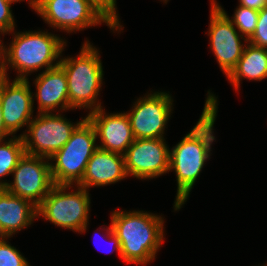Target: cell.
<instances>
[{"mask_svg":"<svg viewBox=\"0 0 267 266\" xmlns=\"http://www.w3.org/2000/svg\"><path fill=\"white\" fill-rule=\"evenodd\" d=\"M217 98L210 90L208 91L200 119L170 150L169 171H175L177 181L174 211L180 210L186 203L205 162L212 154L211 146L216 139L213 125L218 111Z\"/></svg>","mask_w":267,"mask_h":266,"instance_id":"cell-1","label":"cell"},{"mask_svg":"<svg viewBox=\"0 0 267 266\" xmlns=\"http://www.w3.org/2000/svg\"><path fill=\"white\" fill-rule=\"evenodd\" d=\"M111 226L120 241L121 259L127 264L152 262L164 241V218L140 210H114Z\"/></svg>","mask_w":267,"mask_h":266,"instance_id":"cell-2","label":"cell"},{"mask_svg":"<svg viewBox=\"0 0 267 266\" xmlns=\"http://www.w3.org/2000/svg\"><path fill=\"white\" fill-rule=\"evenodd\" d=\"M14 32V33H13ZM13 33L9 47L1 63V76L8 78V69L17 70L16 79H27L28 75L45 68V71L60 64L66 40L48 31H25ZM58 59V60H57ZM56 61V62H55Z\"/></svg>","mask_w":267,"mask_h":266,"instance_id":"cell-3","label":"cell"},{"mask_svg":"<svg viewBox=\"0 0 267 266\" xmlns=\"http://www.w3.org/2000/svg\"><path fill=\"white\" fill-rule=\"evenodd\" d=\"M68 83L69 109H88L89 112L102 108L98 100L103 81V67L99 50L90 41H85L79 55L65 58L60 64Z\"/></svg>","mask_w":267,"mask_h":266,"instance_id":"cell-4","label":"cell"},{"mask_svg":"<svg viewBox=\"0 0 267 266\" xmlns=\"http://www.w3.org/2000/svg\"><path fill=\"white\" fill-rule=\"evenodd\" d=\"M32 9L50 27L72 33L105 23L121 31L117 23L94 0H33Z\"/></svg>","mask_w":267,"mask_h":266,"instance_id":"cell-5","label":"cell"},{"mask_svg":"<svg viewBox=\"0 0 267 266\" xmlns=\"http://www.w3.org/2000/svg\"><path fill=\"white\" fill-rule=\"evenodd\" d=\"M96 140L95 129L85 118L73 131L69 141L49 159L54 185L75 186L81 182L87 163L98 148Z\"/></svg>","mask_w":267,"mask_h":266,"instance_id":"cell-6","label":"cell"},{"mask_svg":"<svg viewBox=\"0 0 267 266\" xmlns=\"http://www.w3.org/2000/svg\"><path fill=\"white\" fill-rule=\"evenodd\" d=\"M73 185H54L37 208L38 217L50 221L57 227L84 233L89 225L90 194L81 186L67 192ZM77 187V188H76Z\"/></svg>","mask_w":267,"mask_h":266,"instance_id":"cell-7","label":"cell"},{"mask_svg":"<svg viewBox=\"0 0 267 266\" xmlns=\"http://www.w3.org/2000/svg\"><path fill=\"white\" fill-rule=\"evenodd\" d=\"M62 114L39 113L20 134L26 154L50 159L70 139L76 127L86 118L73 123ZM27 131V132H26Z\"/></svg>","mask_w":267,"mask_h":266,"instance_id":"cell-8","label":"cell"},{"mask_svg":"<svg viewBox=\"0 0 267 266\" xmlns=\"http://www.w3.org/2000/svg\"><path fill=\"white\" fill-rule=\"evenodd\" d=\"M210 2L209 46L221 71L227 77L241 58L248 40L239 31H236L237 29L230 20L231 17L224 8L216 0Z\"/></svg>","mask_w":267,"mask_h":266,"instance_id":"cell-9","label":"cell"},{"mask_svg":"<svg viewBox=\"0 0 267 266\" xmlns=\"http://www.w3.org/2000/svg\"><path fill=\"white\" fill-rule=\"evenodd\" d=\"M151 92L137 98L132 109L126 112L135 139H165L164 130L174 101L169 92Z\"/></svg>","mask_w":267,"mask_h":266,"instance_id":"cell-10","label":"cell"},{"mask_svg":"<svg viewBox=\"0 0 267 266\" xmlns=\"http://www.w3.org/2000/svg\"><path fill=\"white\" fill-rule=\"evenodd\" d=\"M49 161L45 157L24 153L12 171L13 182L4 188L38 208L54 186Z\"/></svg>","mask_w":267,"mask_h":266,"instance_id":"cell-11","label":"cell"},{"mask_svg":"<svg viewBox=\"0 0 267 266\" xmlns=\"http://www.w3.org/2000/svg\"><path fill=\"white\" fill-rule=\"evenodd\" d=\"M124 159L128 176L153 179L169 172L170 148L163 138L135 139Z\"/></svg>","mask_w":267,"mask_h":266,"instance_id":"cell-12","label":"cell"},{"mask_svg":"<svg viewBox=\"0 0 267 266\" xmlns=\"http://www.w3.org/2000/svg\"><path fill=\"white\" fill-rule=\"evenodd\" d=\"M27 79L0 77V102L5 128L14 136L33 119V92Z\"/></svg>","mask_w":267,"mask_h":266,"instance_id":"cell-13","label":"cell"},{"mask_svg":"<svg viewBox=\"0 0 267 266\" xmlns=\"http://www.w3.org/2000/svg\"><path fill=\"white\" fill-rule=\"evenodd\" d=\"M86 118L100 139V149L124 155L135 140L126 112L107 114L102 107L89 112Z\"/></svg>","mask_w":267,"mask_h":266,"instance_id":"cell-14","label":"cell"},{"mask_svg":"<svg viewBox=\"0 0 267 266\" xmlns=\"http://www.w3.org/2000/svg\"><path fill=\"white\" fill-rule=\"evenodd\" d=\"M34 84L36 93L32 97L37 99L38 114L54 113L57 109V113L69 110L67 77L60 65L43 70L35 78Z\"/></svg>","mask_w":267,"mask_h":266,"instance_id":"cell-15","label":"cell"},{"mask_svg":"<svg viewBox=\"0 0 267 266\" xmlns=\"http://www.w3.org/2000/svg\"><path fill=\"white\" fill-rule=\"evenodd\" d=\"M128 177L124 155L97 148L87 163L81 186L100 187L115 184Z\"/></svg>","mask_w":267,"mask_h":266,"instance_id":"cell-16","label":"cell"},{"mask_svg":"<svg viewBox=\"0 0 267 266\" xmlns=\"http://www.w3.org/2000/svg\"><path fill=\"white\" fill-rule=\"evenodd\" d=\"M35 218H38L35 205L0 188V227L7 237L27 228Z\"/></svg>","mask_w":267,"mask_h":266,"instance_id":"cell-17","label":"cell"},{"mask_svg":"<svg viewBox=\"0 0 267 266\" xmlns=\"http://www.w3.org/2000/svg\"><path fill=\"white\" fill-rule=\"evenodd\" d=\"M243 54L235 68L227 76L235 91L239 92L243 79L261 81L267 78V48L246 43Z\"/></svg>","mask_w":267,"mask_h":266,"instance_id":"cell-18","label":"cell"},{"mask_svg":"<svg viewBox=\"0 0 267 266\" xmlns=\"http://www.w3.org/2000/svg\"><path fill=\"white\" fill-rule=\"evenodd\" d=\"M8 140L0 141V188H4L7 180H1L2 177L12 174L18 161L24 155L25 149L22 137L12 136Z\"/></svg>","mask_w":267,"mask_h":266,"instance_id":"cell-19","label":"cell"},{"mask_svg":"<svg viewBox=\"0 0 267 266\" xmlns=\"http://www.w3.org/2000/svg\"><path fill=\"white\" fill-rule=\"evenodd\" d=\"M258 16L259 11L238 5L230 20L240 34L248 40L255 31Z\"/></svg>","mask_w":267,"mask_h":266,"instance_id":"cell-20","label":"cell"},{"mask_svg":"<svg viewBox=\"0 0 267 266\" xmlns=\"http://www.w3.org/2000/svg\"><path fill=\"white\" fill-rule=\"evenodd\" d=\"M6 240H0V266H30L27 259Z\"/></svg>","mask_w":267,"mask_h":266,"instance_id":"cell-21","label":"cell"},{"mask_svg":"<svg viewBox=\"0 0 267 266\" xmlns=\"http://www.w3.org/2000/svg\"><path fill=\"white\" fill-rule=\"evenodd\" d=\"M248 42L258 47L267 48V6L259 11L257 26Z\"/></svg>","mask_w":267,"mask_h":266,"instance_id":"cell-22","label":"cell"},{"mask_svg":"<svg viewBox=\"0 0 267 266\" xmlns=\"http://www.w3.org/2000/svg\"><path fill=\"white\" fill-rule=\"evenodd\" d=\"M12 3L15 2L11 0H0V30L4 34L15 30V20L11 10Z\"/></svg>","mask_w":267,"mask_h":266,"instance_id":"cell-23","label":"cell"},{"mask_svg":"<svg viewBox=\"0 0 267 266\" xmlns=\"http://www.w3.org/2000/svg\"><path fill=\"white\" fill-rule=\"evenodd\" d=\"M118 25V28L123 30V26L119 21V16L116 8V0H94Z\"/></svg>","mask_w":267,"mask_h":266,"instance_id":"cell-24","label":"cell"},{"mask_svg":"<svg viewBox=\"0 0 267 266\" xmlns=\"http://www.w3.org/2000/svg\"><path fill=\"white\" fill-rule=\"evenodd\" d=\"M101 228L103 229V231L104 230L106 231V233H105L106 240L108 239L109 242L111 241L110 242L111 243V246L112 245L114 246V248L112 250H109L108 252L111 253L113 250H116L118 252V255L121 258V245H120V241L117 238V236L114 234L111 224L107 228L100 227V230H102Z\"/></svg>","mask_w":267,"mask_h":266,"instance_id":"cell-25","label":"cell"},{"mask_svg":"<svg viewBox=\"0 0 267 266\" xmlns=\"http://www.w3.org/2000/svg\"><path fill=\"white\" fill-rule=\"evenodd\" d=\"M239 5L260 11L267 6V0H239Z\"/></svg>","mask_w":267,"mask_h":266,"instance_id":"cell-26","label":"cell"},{"mask_svg":"<svg viewBox=\"0 0 267 266\" xmlns=\"http://www.w3.org/2000/svg\"><path fill=\"white\" fill-rule=\"evenodd\" d=\"M12 134L5 128L3 114H2V106L0 102V141L8 139Z\"/></svg>","mask_w":267,"mask_h":266,"instance_id":"cell-27","label":"cell"},{"mask_svg":"<svg viewBox=\"0 0 267 266\" xmlns=\"http://www.w3.org/2000/svg\"><path fill=\"white\" fill-rule=\"evenodd\" d=\"M0 34L1 35L3 34V36L6 35V34H4V32L2 30H0ZM2 41L3 40H0V65L3 62L4 55H5V45H4V43H2Z\"/></svg>","mask_w":267,"mask_h":266,"instance_id":"cell-28","label":"cell"},{"mask_svg":"<svg viewBox=\"0 0 267 266\" xmlns=\"http://www.w3.org/2000/svg\"><path fill=\"white\" fill-rule=\"evenodd\" d=\"M6 238H8V237L5 235V233L3 232V230L0 227V240H4Z\"/></svg>","mask_w":267,"mask_h":266,"instance_id":"cell-29","label":"cell"},{"mask_svg":"<svg viewBox=\"0 0 267 266\" xmlns=\"http://www.w3.org/2000/svg\"><path fill=\"white\" fill-rule=\"evenodd\" d=\"M13 2H20V1H23V0H11ZM25 1V0H24ZM29 2V7H33V0H28Z\"/></svg>","mask_w":267,"mask_h":266,"instance_id":"cell-30","label":"cell"},{"mask_svg":"<svg viewBox=\"0 0 267 266\" xmlns=\"http://www.w3.org/2000/svg\"><path fill=\"white\" fill-rule=\"evenodd\" d=\"M162 1V0H161ZM169 0H163L162 2L167 3Z\"/></svg>","mask_w":267,"mask_h":266,"instance_id":"cell-31","label":"cell"}]
</instances>
